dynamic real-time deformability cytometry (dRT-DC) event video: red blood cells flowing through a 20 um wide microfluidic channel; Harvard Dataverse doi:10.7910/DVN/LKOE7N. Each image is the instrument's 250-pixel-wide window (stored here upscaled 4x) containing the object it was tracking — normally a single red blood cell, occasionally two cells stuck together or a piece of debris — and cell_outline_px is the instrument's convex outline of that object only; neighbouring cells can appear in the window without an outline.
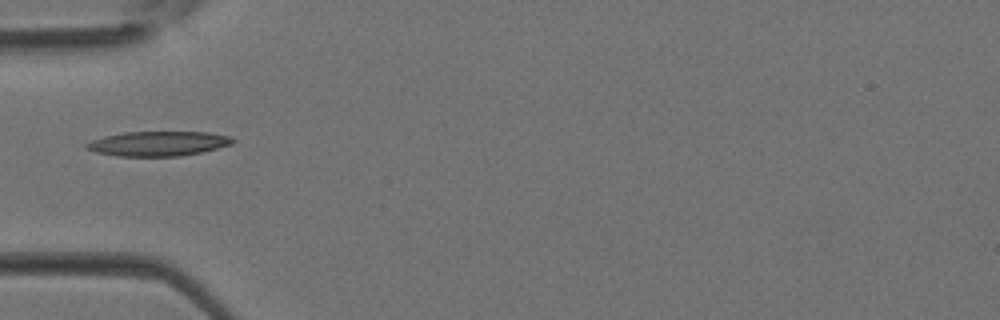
{"species": "Egyptian fruit bat (a non-hibernating species)", "species_latin": "Rousettus aegyptiacus", "temperature_condition": "room temperature", "stored_images_in_passage": 3, "camera_frame_rate_fps": 3000, "um_per_image_px": 0.085, "animal": {"sex": "female"}, "frame": {"image": 1, "passage_image": 3, "time_ms": 0.667, "image_size_px": [1000, 320], "cell_outline_px": [[236, 140], [232, 144], [200, 152], [180, 156], [120, 156], [96, 152], [84, 148], [84, 144], [92, 140], [104, 136], [124, 132], [208, 132], [232, 136]], "centroid_in_image_um": [13.44, 12.2], "position_along_channel_um": 71.6, "area_um2": 21.04}}